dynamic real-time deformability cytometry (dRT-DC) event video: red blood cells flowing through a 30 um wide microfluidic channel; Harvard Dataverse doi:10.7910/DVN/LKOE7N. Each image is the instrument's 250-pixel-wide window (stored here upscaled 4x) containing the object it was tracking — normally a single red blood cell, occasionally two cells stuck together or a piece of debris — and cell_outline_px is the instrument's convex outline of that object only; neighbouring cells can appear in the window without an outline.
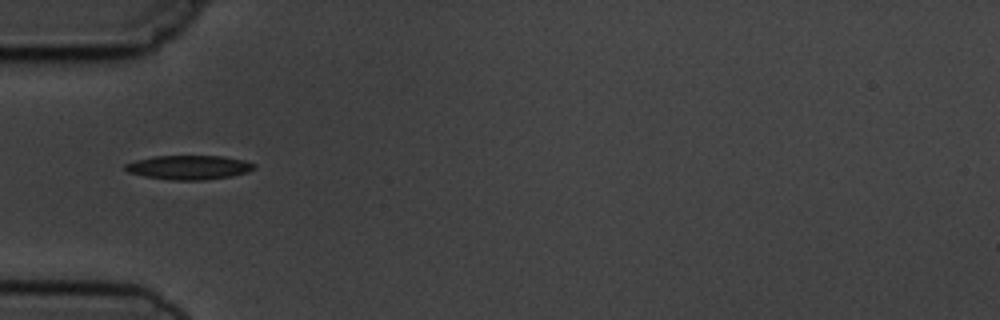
{"species": "common noctule bat (a hibernating species)", "species_latin": "Nyctalus noctula", "temperature_condition": "cold", "stored_images_in_passage": 8, "camera_frame_rate_fps": 3000, "um_per_image_px": 0.085, "animal": {"sex": "male", "body_mass_g": 19.5, "forearm_length_mm": 54.6}, "frame": {"image": 1, "passage_image": 6, "time_ms": 5.667, "image_size_px": [1000, 320], "cell_outline_px": [[256, 168], [248, 172], [232, 176], [204, 180], [172, 180], [144, 176], [128, 172], [124, 168], [124, 164], [136, 160], [156, 156], [224, 156], [244, 160], [256, 164]], "centroid_in_image_um": [16.09, 14.23], "position_along_channel_um": 68.9, "area_um2": 18.21}}
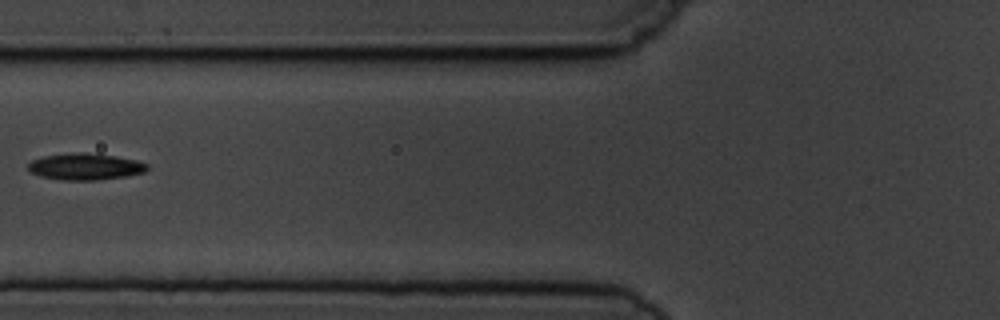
{"frame": {"image": 2, "passage_image": 7, "time_ms": 7.0, "image_size_px": [1000, 320], "cell_outline_px": [[148, 168], [144, 172], [124, 176], [96, 180], [60, 180], [40, 176], [32, 172], [28, 168], [28, 164], [32, 160], [44, 156], [72, 152], [84, 152], [116, 156], [136, 160], [148, 164]], "centroid_in_image_um": [7.23, 14.15], "position_along_channel_um": 118.6, "area_um2": 18.38}}
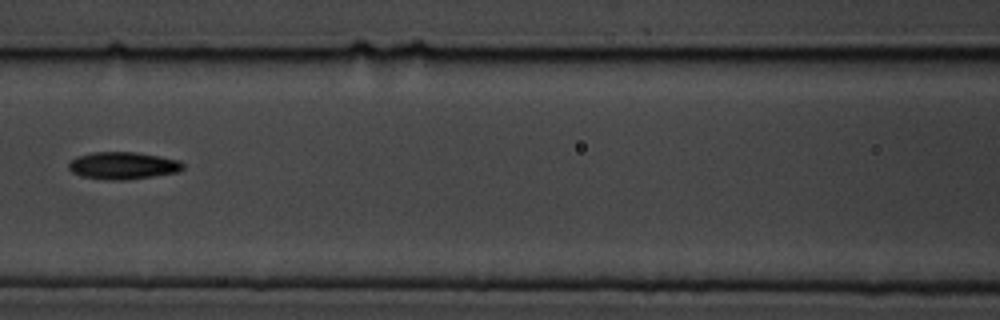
{"frame": {"image": 3, "passage_image": 8, "time_ms": 8.0, "image_size_px": [1000, 320], "cell_outline_px": [[184, 168], [180, 172], [124, 180], [104, 180], [80, 176], [72, 172], [68, 168], [68, 164], [76, 156], [92, 152], [136, 152], [160, 156], [180, 160], [184, 164]], "centroid_in_image_um": [10.45, 14.07], "position_along_channel_um": 156.1, "area_um2": 18.38}}